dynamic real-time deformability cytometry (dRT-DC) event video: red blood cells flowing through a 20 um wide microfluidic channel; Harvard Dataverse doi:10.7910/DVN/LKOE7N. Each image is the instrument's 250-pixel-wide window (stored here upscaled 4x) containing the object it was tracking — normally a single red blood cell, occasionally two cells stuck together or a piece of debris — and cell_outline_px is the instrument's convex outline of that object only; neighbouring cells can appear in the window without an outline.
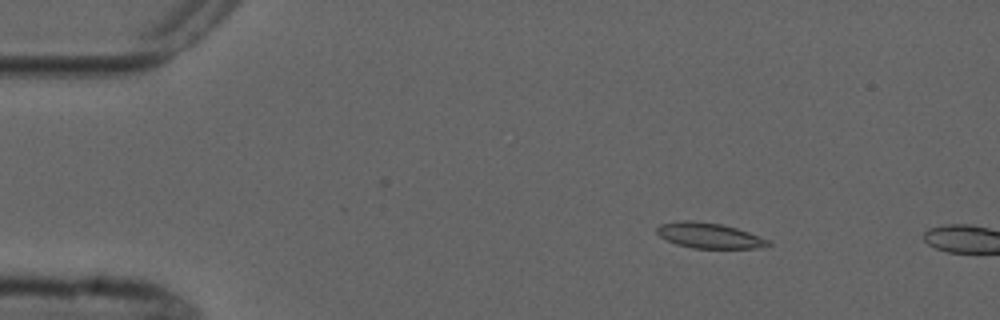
{"species": "common noctule bat (a hibernating species)", "species_latin": "Nyctalus noctula", "temperature_condition": "cold", "stored_images_in_passage": 4, "camera_frame_rate_fps": 3000, "um_per_image_px": 0.085, "animal": {"sex": "male", "forearm_length_mm": 52.5}, "frame": {"image": 1, "passage_image": 3, "time_ms": 2.667, "image_size_px": [1000, 320], "cell_outline_px": [[772, 244], [764, 248], [692, 248], [676, 244], [660, 236], [656, 232], [656, 228], [660, 224], [680, 220], [692, 220], [720, 224], [736, 228], [748, 232], [768, 240]], "centroid_in_image_um": [60.27, 20.02], "position_along_channel_um": 24.7, "area_um2": 16.42}}